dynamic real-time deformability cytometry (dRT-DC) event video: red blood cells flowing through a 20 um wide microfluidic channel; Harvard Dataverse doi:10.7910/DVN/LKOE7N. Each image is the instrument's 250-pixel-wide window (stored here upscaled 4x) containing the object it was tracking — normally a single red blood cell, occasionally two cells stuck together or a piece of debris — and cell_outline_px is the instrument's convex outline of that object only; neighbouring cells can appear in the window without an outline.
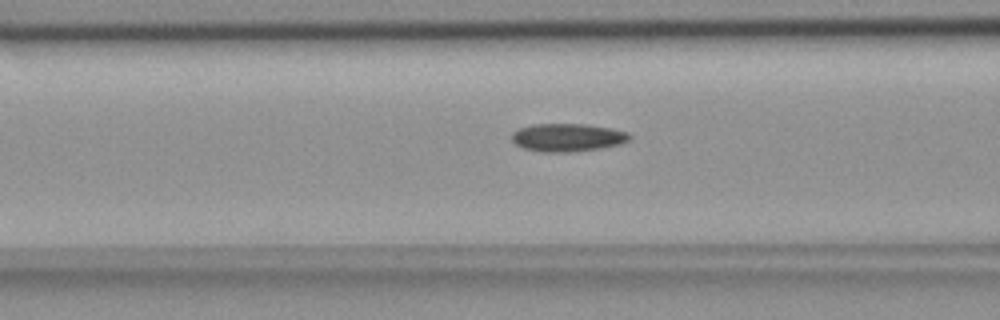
{"species": "common noctule bat (a hibernating species)", "species_latin": "Nyctalus noctula", "temperature_condition": "room temperature", "stored_images_in_passage": 22, "camera_frame_rate_fps": 3000, "um_per_image_px": 0.085, "animal": {"sex": "female", "body_mass_g": 18.4}, "frame": {"image": 1, "passage_image": 11, "time_ms": 3.333, "image_size_px": [1000, 320], "cell_outline_px": [[632, 136], [628, 140], [620, 144], [600, 148], [572, 152], [544, 152], [524, 148], [516, 144], [512, 140], [512, 132], [520, 128], [532, 124], [584, 124], [612, 128], [628, 132]], "centroid_in_image_um": [48.25, 11.68], "position_along_channel_um": 118.3, "area_um2": 19.19}}
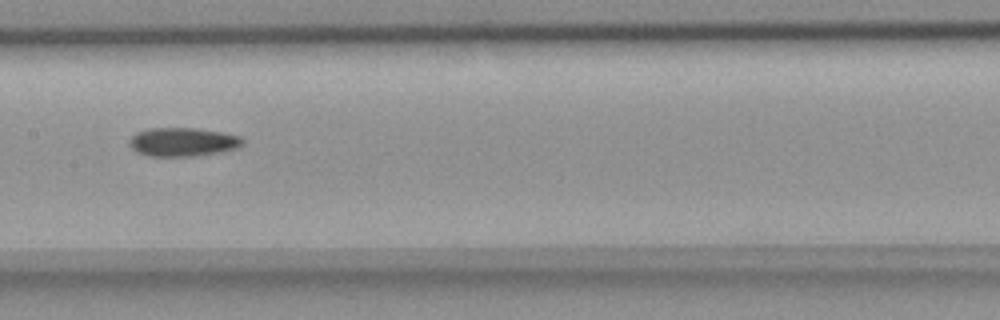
{"frame": {"image": 2, "passage_image": 17, "time_ms": 5.333, "image_size_px": [1000, 320], "cell_outline_px": [[244, 144], [240, 148], [220, 152], [196, 156], [148, 156], [136, 152], [128, 144], [128, 140], [136, 132], [152, 128], [196, 128], [224, 132], [240, 136], [244, 140]], "centroid_in_image_um": [15.56, 12.07], "position_along_channel_um": 191.8, "area_um2": 19.25}}
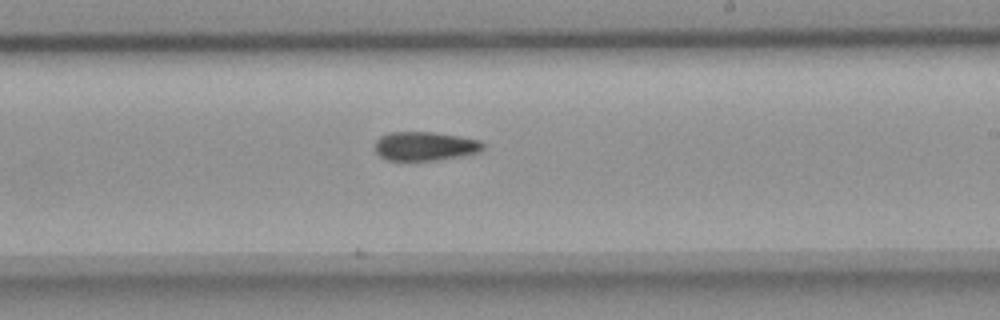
{"frame": {"image": 3, "passage_image": 22, "time_ms": 7.0, "image_size_px": [1000, 320], "cell_outline_px": [[484, 148], [480, 152], [436, 160], [388, 160], [380, 156], [376, 152], [376, 140], [380, 136], [388, 132], [432, 132], [460, 136], [480, 140], [484, 144]], "centroid_in_image_um": [36.13, 12.41], "position_along_channel_um": 252.9, "area_um2": 18.15}}